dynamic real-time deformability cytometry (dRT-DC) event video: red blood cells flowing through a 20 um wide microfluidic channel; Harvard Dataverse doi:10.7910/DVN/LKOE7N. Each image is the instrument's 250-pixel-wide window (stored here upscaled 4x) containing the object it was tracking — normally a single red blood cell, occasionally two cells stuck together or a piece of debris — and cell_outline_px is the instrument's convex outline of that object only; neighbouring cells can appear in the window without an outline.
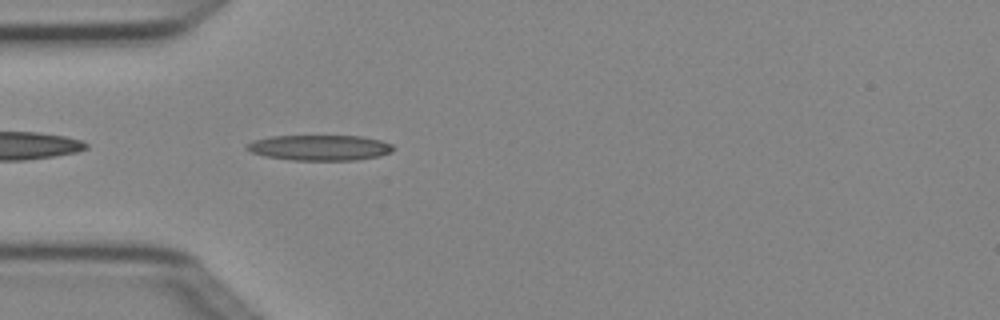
{"species": "Egyptian fruit bat (a non-hibernating species)", "species_latin": "Rousettus aegyptiacus", "temperature_condition": "cold", "stored_images_in_passage": 4, "camera_frame_rate_fps": 3000, "um_per_image_px": 0.085, "animal": {"sex": "female"}, "frame": {"image": 1, "passage_image": 4, "time_ms": 1.0, "image_size_px": [1000, 320], "cell_outline_px": [[396, 148], [392, 152], [380, 156], [356, 160], [292, 160], [264, 156], [252, 152], [244, 148], [252, 140], [272, 136], [360, 136], [380, 140], [392, 144]], "centroid_in_image_um": [27.2, 12.55], "position_along_channel_um": 57.8, "area_um2": 21.85}}